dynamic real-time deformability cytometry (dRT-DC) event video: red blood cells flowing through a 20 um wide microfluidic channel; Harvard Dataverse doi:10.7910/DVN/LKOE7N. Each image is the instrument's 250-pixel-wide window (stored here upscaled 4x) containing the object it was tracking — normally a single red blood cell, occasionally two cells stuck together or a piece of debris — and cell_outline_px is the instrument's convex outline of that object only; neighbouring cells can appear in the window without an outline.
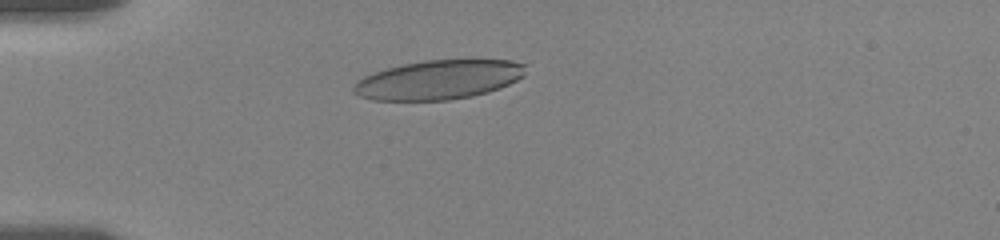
{"species": "human", "species_latin": "Homo sapiens", "temperature_condition": "room temperature", "stored_images_in_passage": 33, "camera_frame_rate_fps": 3000, "um_per_image_px": 0.085, "donor": {"sex": "female"}, "frame": {"image": 1, "passage_image": 5, "time_ms": 1.667, "image_size_px": [1000, 240], "cell_outline_px": [[524, 76], [500, 88], [488, 92], [472, 96], [448, 100], [372, 100], [360, 96], [352, 92], [352, 88], [356, 80], [364, 76], [388, 68], [404, 64], [424, 60], [512, 60], [524, 64]], "centroid_in_image_um": [37.26, 6.78], "position_along_channel_um": 47.7, "area_um2": 39.19}}
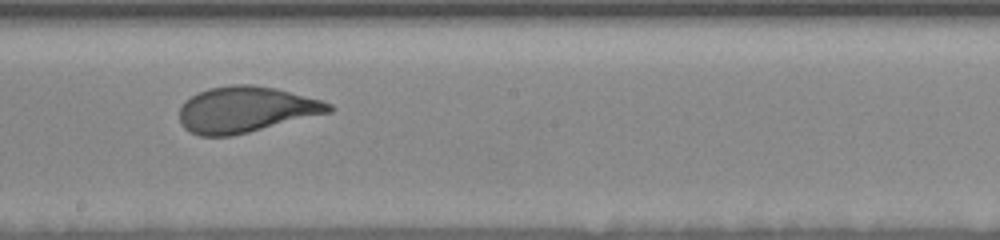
{"frame": {"image": 2, "passage_image": 19, "time_ms": 7.333, "image_size_px": [1000, 240], "cell_outline_px": [[332, 112], [232, 136], [200, 136], [184, 128], [180, 120], [180, 108], [192, 96], [208, 88], [232, 84], [252, 84], [276, 88], [320, 100], [332, 104]], "centroid_in_image_um": [20.91, 9.31], "position_along_channel_um": 227.3, "area_um2": 39.71}}
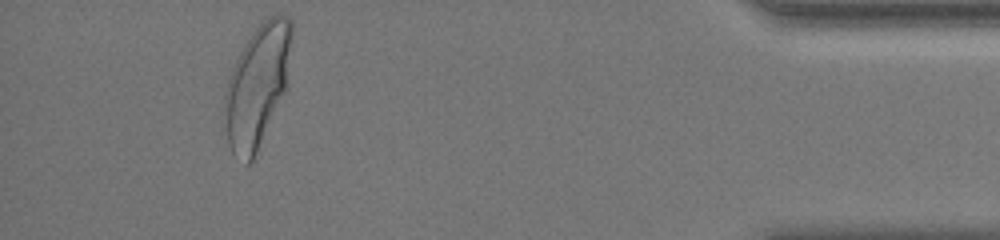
{"frame": {"image": 3, "passage_image": 30, "time_ms": 14.0, "image_size_px": [1000, 240], "cell_outline_px": [[292, 32], [288, 88], [252, 160], [248, 164], [244, 164], [232, 152], [228, 144], [224, 108], [224, 92], [228, 76], [244, 44], [256, 28], [268, 16], [276, 12], [280, 12], [288, 16], [292, 20]], "centroid_in_image_um": [21.9, 7.23], "position_along_channel_um": 413.3, "area_um2": 48.15}, "authors_computed_cell_mechanics": {"area_um2": 39.7664, "velocity_mm_per_s": 3.5523, "shape_relaxation_time_tau1_ms": 4.4655, "shape_relaxation_time_tau2_ms": null, "deformation_change_tau1": 0.1783, "deformation_change_tau2": null}}